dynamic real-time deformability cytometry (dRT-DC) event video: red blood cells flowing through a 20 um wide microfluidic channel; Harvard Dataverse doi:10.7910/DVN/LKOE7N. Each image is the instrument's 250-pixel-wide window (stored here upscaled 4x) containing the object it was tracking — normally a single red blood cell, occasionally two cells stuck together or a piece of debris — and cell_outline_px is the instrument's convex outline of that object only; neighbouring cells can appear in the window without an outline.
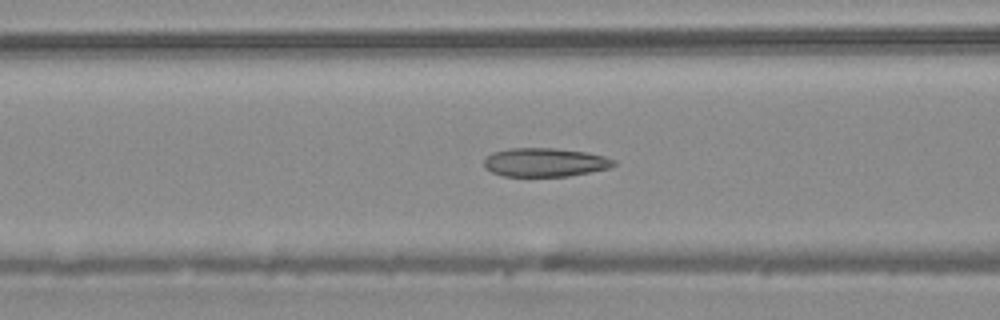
{"species": "common noctule bat (a hibernating species)", "species_latin": "Nyctalus noctula", "temperature_condition": "warm", "stored_images_in_passage": 45, "camera_frame_rate_fps": 3000, "um_per_image_px": 0.085, "animal": {"sex": "male", "body_mass_g": 20.4}, "frame": {"image": 1, "passage_image": 16, "time_ms": 5.0, "image_size_px": [1000, 320], "cell_outline_px": [[616, 164], [608, 168], [568, 176], [504, 176], [492, 172], [484, 168], [484, 160], [492, 152], [508, 148], [556, 148], [588, 152], [604, 156], [616, 160]], "centroid_in_image_um": [46.31, 13.79], "position_along_channel_um": 120.3, "area_um2": 21.73}}
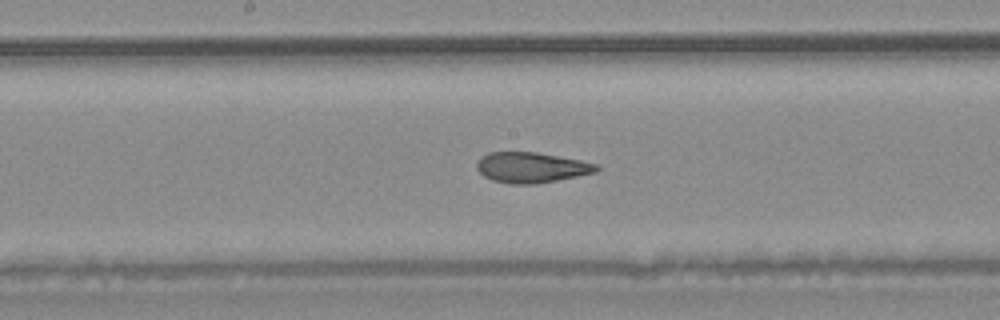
{"frame": {"image": 2, "passage_image": 22, "time_ms": 7.0, "image_size_px": [1000, 320], "cell_outline_px": [[600, 168], [596, 172], [536, 184], [512, 184], [492, 180], [484, 176], [476, 168], [476, 164], [480, 156], [488, 152], [536, 152], [580, 160], [596, 164]], "centroid_in_image_um": [45.12, 14.23], "position_along_channel_um": 203.1, "area_um2": 21.15}}
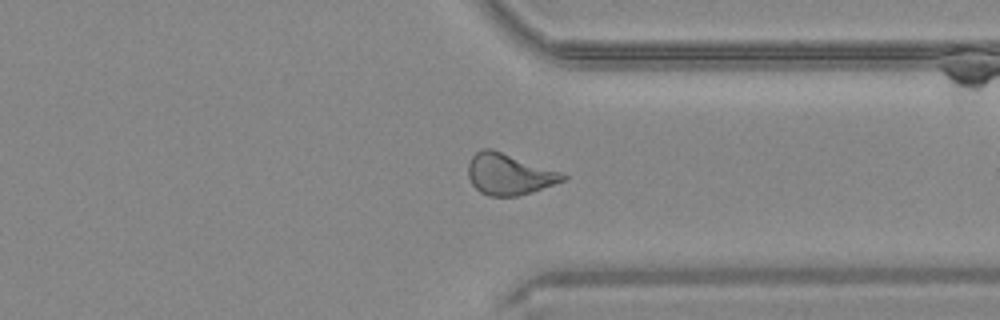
{"frame": {"image": 3, "passage_image": 34, "time_ms": 11.0, "image_size_px": [1000, 320], "cell_outline_px": [[568, 176], [564, 180], [532, 192], [516, 196], [488, 196], [480, 192], [472, 184], [468, 176], [468, 164], [472, 156], [476, 152], [484, 148], [492, 148], [564, 172]], "centroid_in_image_um": [43.28, 14.79], "position_along_channel_um": 368.1, "area_um2": 22.95}, "authors_computed_cell_mechanics": {"area_um2": 22.4264, "velocity_mm_per_s": 4.1258, "shape_relaxation_time_tau1_ms": null, "shape_relaxation_time_tau2_ms": 2.0066, "deformation_change_tau1": null, "deformation_change_tau2": 0.1072}}